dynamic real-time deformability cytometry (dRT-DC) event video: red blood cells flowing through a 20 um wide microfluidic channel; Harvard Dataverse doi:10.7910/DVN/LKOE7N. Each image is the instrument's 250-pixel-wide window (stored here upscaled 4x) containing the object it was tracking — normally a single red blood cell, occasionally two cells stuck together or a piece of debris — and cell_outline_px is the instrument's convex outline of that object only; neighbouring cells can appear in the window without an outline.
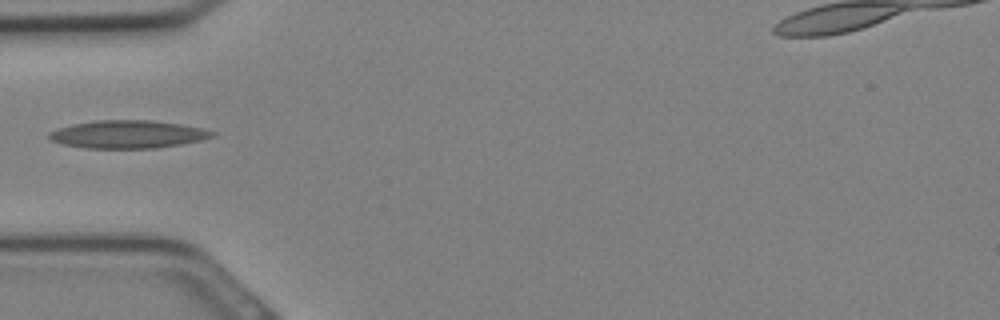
{"species": "Egyptian fruit bat (a non-hibernating species)", "species_latin": "Rousettus aegyptiacus", "temperature_condition": "cold", "stored_images_in_passage": 6, "camera_frame_rate_fps": 3000, "um_per_image_px": 0.085, "animal": {"sex": "female"}, "frame": {"image": 1, "passage_image": 3, "time_ms": 0.667, "image_size_px": [1000, 320], "cell_outline_px": [[216, 136], [200, 140], [180, 144], [156, 148], [84, 148], [64, 144], [52, 140], [48, 136], [48, 132], [72, 124], [96, 120], [152, 120], [180, 124], [204, 128], [216, 132]], "centroid_in_image_um": [10.9, 11.41], "position_along_channel_um": 74.1, "area_um2": 26.47}}
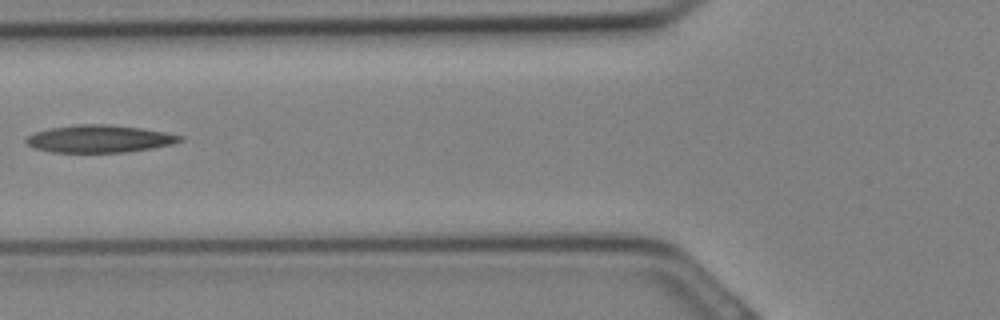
{"frame": {"image": 2, "passage_image": 5, "time_ms": 1.333, "image_size_px": [1000, 320], "cell_outline_px": [[184, 140], [172, 144], [152, 148], [124, 152], [52, 152], [32, 148], [24, 140], [28, 136], [36, 132], [52, 128], [72, 124], [112, 124], [140, 128], [164, 132], [184, 136]], "centroid_in_image_um": [8.45, 11.79], "position_along_channel_um": 117.3, "area_um2": 24.62}}